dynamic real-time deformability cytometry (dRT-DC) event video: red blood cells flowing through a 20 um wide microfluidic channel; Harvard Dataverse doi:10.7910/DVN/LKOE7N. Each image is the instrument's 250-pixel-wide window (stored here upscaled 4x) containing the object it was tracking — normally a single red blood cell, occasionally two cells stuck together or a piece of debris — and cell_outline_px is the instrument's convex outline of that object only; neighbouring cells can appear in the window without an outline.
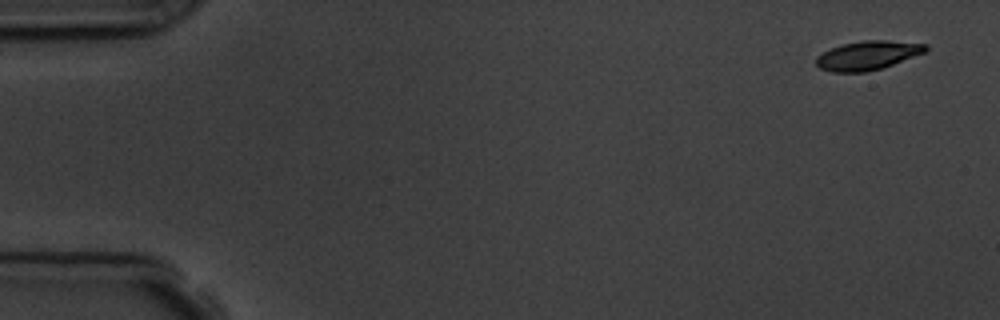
{"species": "common noctule bat (a hibernating species)", "species_latin": "Nyctalus noctula", "temperature_condition": "room temperature", "stored_images_in_passage": 4, "camera_frame_rate_fps": 3000, "um_per_image_px": 0.085, "animal": {"sex": "male", "body_mass_g": 19.5, "forearm_length_mm": 54.6}, "frame": {"image": 1, "passage_image": 1, "time_ms": 0.0, "image_size_px": [1000, 320], "cell_outline_px": [[928, 52], [880, 68], [864, 72], [832, 72], [820, 68], [816, 64], [816, 56], [832, 48], [844, 44], [864, 40], [888, 40], [928, 44]], "centroid_in_image_um": [73.79, 4.7], "position_along_channel_um": 11.2, "area_um2": 18.38}}
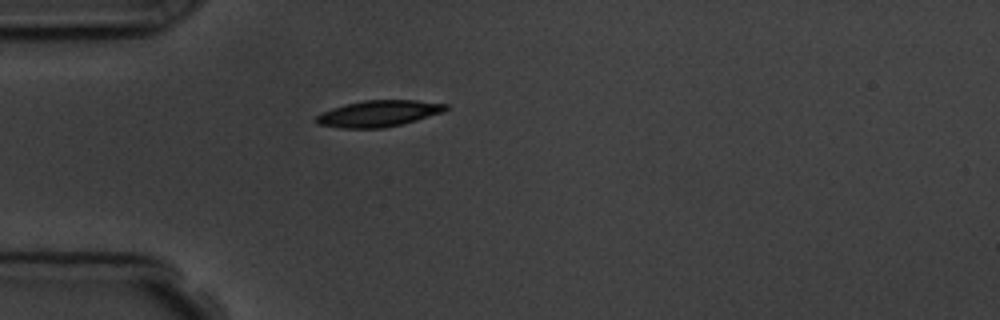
{"frame": {"image": 2, "passage_image": 4, "time_ms": 4.333, "image_size_px": [1000, 320], "cell_outline_px": [[448, 108], [444, 112], [416, 120], [384, 128], [340, 128], [316, 124], [312, 120], [316, 116], [332, 108], [364, 100], [416, 100], [448, 104]], "centroid_in_image_um": [32.17, 9.65], "position_along_channel_um": 52.8, "area_um2": 19.83}}